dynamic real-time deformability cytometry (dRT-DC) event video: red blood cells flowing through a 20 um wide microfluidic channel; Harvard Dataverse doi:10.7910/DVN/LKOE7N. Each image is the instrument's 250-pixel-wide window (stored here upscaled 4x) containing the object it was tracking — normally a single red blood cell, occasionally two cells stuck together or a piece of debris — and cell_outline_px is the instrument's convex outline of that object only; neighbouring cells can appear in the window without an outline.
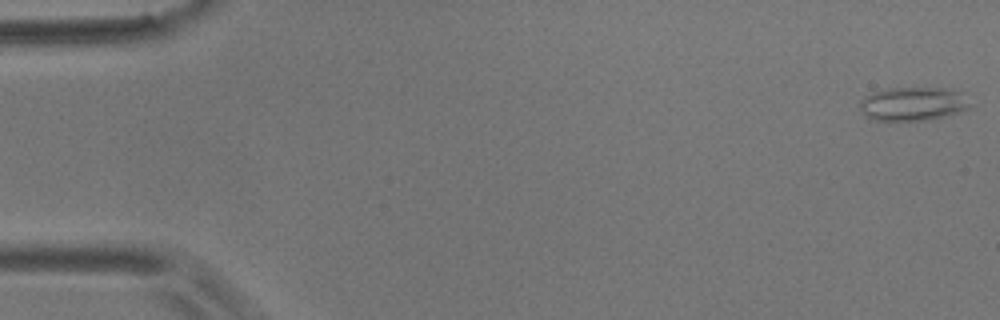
{"species": "common noctule bat (a hibernating species)", "species_latin": "Nyctalus noctula", "temperature_condition": "room temperature", "stored_images_in_passage": 9, "camera_frame_rate_fps": 3000, "um_per_image_px": 0.085, "animal": {"sex": "male", "body_mass_g": 17.9}, "frame": {"image": 1, "passage_image": 1, "time_ms": 0.0, "image_size_px": [1000, 320], "cell_outline_px": [[968, 108], [960, 112], [944, 116], [924, 120], [876, 120], [868, 116], [860, 108], [860, 100], [864, 96], [872, 92], [888, 88], [940, 88], [960, 92], [968, 104]], "centroid_in_image_um": [77.55, 8.82], "position_along_channel_um": 7.5, "area_um2": 21.1}}